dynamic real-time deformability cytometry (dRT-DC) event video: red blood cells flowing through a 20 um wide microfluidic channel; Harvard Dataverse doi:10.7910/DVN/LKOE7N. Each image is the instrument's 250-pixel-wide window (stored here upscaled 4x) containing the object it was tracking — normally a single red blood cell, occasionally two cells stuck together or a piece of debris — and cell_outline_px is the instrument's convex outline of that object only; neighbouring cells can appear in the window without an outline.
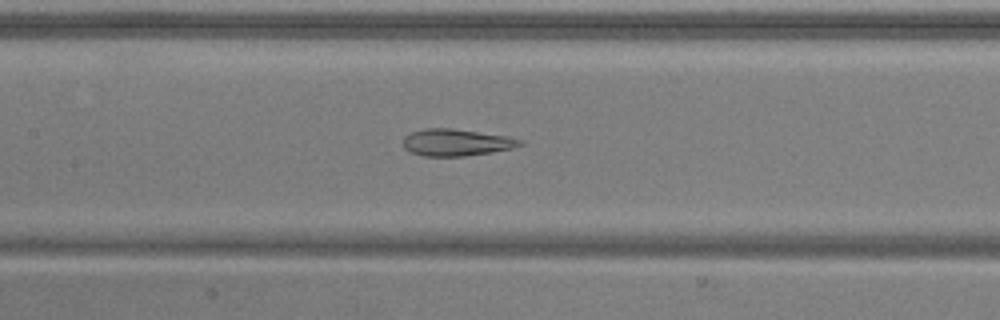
{"species": "common noctule bat (a hibernating species)", "species_latin": "Nyctalus noctula", "temperature_condition": "warm", "stored_images_in_passage": 39, "segment_of_instrument_passage": [1, 2], "camera_frame_rate_fps": 3000, "um_per_image_px": 0.085, "animal": {"sex": "male", "body_mass_g": 20.5, "forearm_length_mm": 52.5}, "frame": {"image": 1, "passage_image": 17, "time_ms": 5.333, "image_size_px": [1000, 320], "cell_outline_px": [[524, 144], [512, 148], [492, 152], [464, 156], [424, 156], [412, 152], [404, 148], [404, 136], [412, 132], [424, 128], [452, 128], [508, 136], [524, 140]], "centroid_in_image_um": [38.82, 12.1], "position_along_channel_um": 168.6, "area_um2": 18.32}}
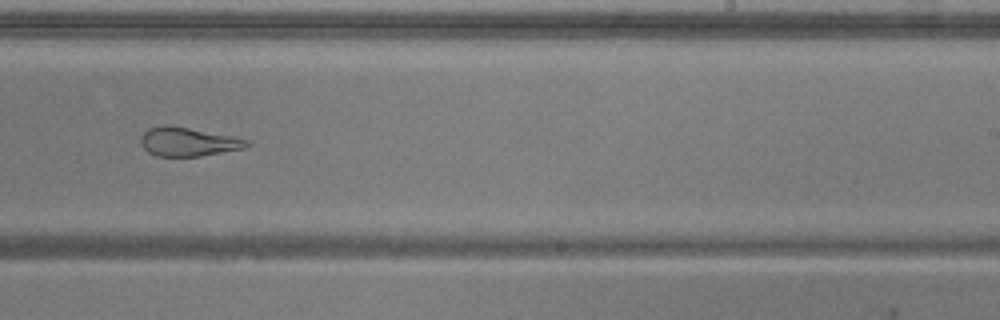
{"frame": {"image": 2, "passage_image": 25, "time_ms": 8.0, "image_size_px": [1000, 320], "cell_outline_px": [[252, 144], [244, 148], [200, 156], [156, 156], [148, 152], [140, 144], [140, 136], [148, 128], [164, 124], [188, 128], [232, 136], [252, 140]], "centroid_in_image_um": [15.98, 12.05], "position_along_channel_um": 273.0, "area_um2": 17.86}}
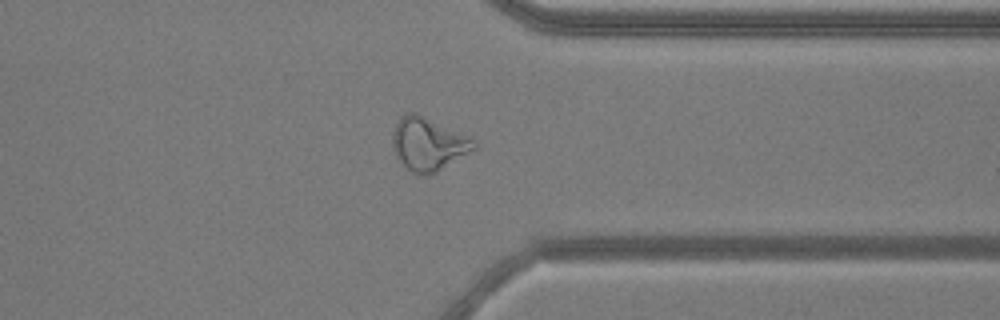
{"frame": {"image": 3, "passage_image": 33, "time_ms": 10.667, "image_size_px": [1000, 320], "cell_outline_px": [[476, 148], [436, 172], [424, 176], [412, 172], [396, 156], [392, 148], [392, 132], [400, 116], [404, 112], [416, 112], [468, 136], [476, 140]], "centroid_in_image_um": [36.37, 12.21], "position_along_channel_um": 375.0, "area_um2": 25.03}}